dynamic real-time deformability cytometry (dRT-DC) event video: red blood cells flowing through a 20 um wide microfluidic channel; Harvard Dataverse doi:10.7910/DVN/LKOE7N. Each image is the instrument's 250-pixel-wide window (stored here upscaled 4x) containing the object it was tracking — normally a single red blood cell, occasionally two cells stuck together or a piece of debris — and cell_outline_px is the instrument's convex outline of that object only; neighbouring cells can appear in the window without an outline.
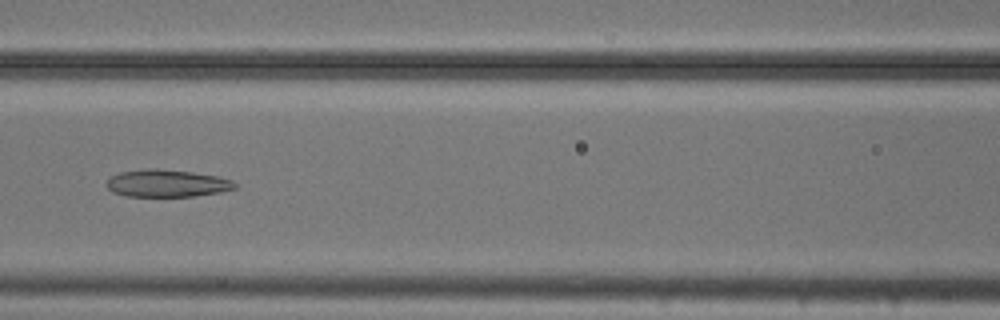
{"species": "common noctule bat (a hibernating species)", "species_latin": "Nyctalus noctula", "temperature_condition": "cold", "stored_images_in_passage": 45, "camera_frame_rate_fps": 3000, "um_per_image_px": 0.085, "animal": {"sex": "male", "body_mass_g": 20.5, "forearm_length_mm": 52.5}, "frame": {"image": 1, "passage_image": 15, "time_ms": 4.667, "image_size_px": [1000, 320], "cell_outline_px": [[236, 188], [220, 192], [192, 196], [128, 196], [112, 192], [104, 184], [112, 176], [120, 172], [152, 168], [156, 168], [192, 172], [220, 176], [232, 180], [236, 184]], "centroid_in_image_um": [14.19, 15.58], "position_along_channel_um": 152.4, "area_um2": 20.4}}
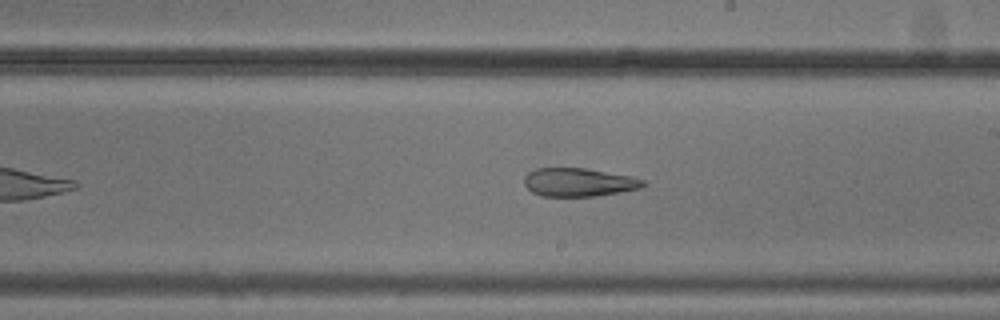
{"frame": {"image": 2, "passage_image": 22, "time_ms": 7.0, "image_size_px": [1000, 320], "cell_outline_px": [[644, 184], [640, 188], [620, 192], [596, 196], [540, 196], [532, 192], [524, 184], [524, 176], [528, 172], [536, 168], [584, 168], [632, 176], [644, 180]], "centroid_in_image_um": [49.16, 15.49], "position_along_channel_um": 239.8, "area_um2": 19.65}}
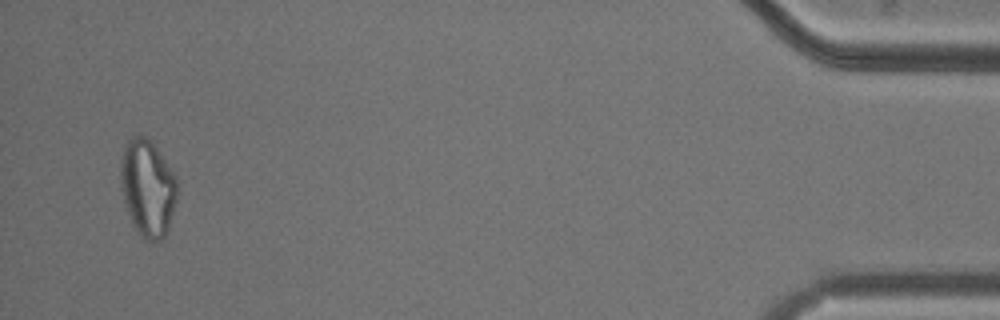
{"frame": {"image": 3, "passage_image": 43, "time_ms": 14.0, "image_size_px": [1000, 320], "cell_outline_px": [[176, 200], [168, 228], [164, 236], [160, 240], [144, 240], [132, 224], [120, 188], [120, 164], [124, 148], [128, 140], [136, 132], [140, 132], [156, 148], [176, 176]], "centroid_in_image_um": [12.52, 15.96], "position_along_channel_um": 422.7, "area_um2": 31.73}, "authors_computed_cell_mechanics": {"area_um2": 25.0852, "velocity_mm_per_s": 3.7474, "shape_relaxation_time_tau1_ms": null, "shape_relaxation_time_tau2_ms": 6.2301, "deformation_change_tau1": null, "deformation_change_tau2": 0.1755}}